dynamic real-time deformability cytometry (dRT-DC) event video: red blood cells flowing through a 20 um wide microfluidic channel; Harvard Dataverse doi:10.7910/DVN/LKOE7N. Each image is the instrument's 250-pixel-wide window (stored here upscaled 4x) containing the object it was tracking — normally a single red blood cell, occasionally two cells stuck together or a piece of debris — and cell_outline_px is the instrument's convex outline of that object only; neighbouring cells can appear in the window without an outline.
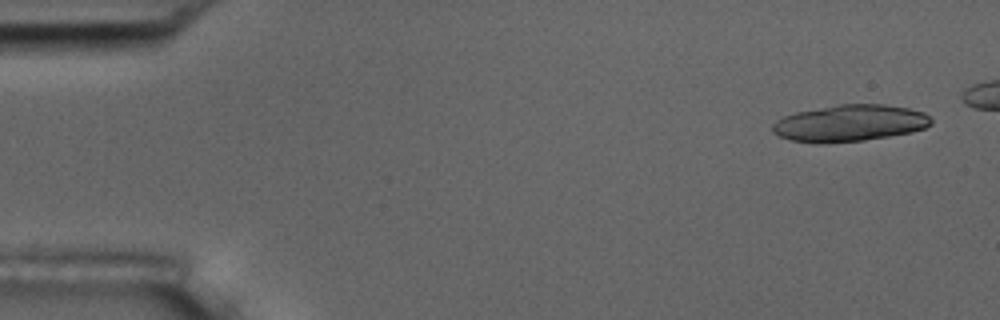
{"species": "common noctule bat (a hibernating species)", "species_latin": "Nyctalus noctula", "temperature_condition": "room temperature", "stored_images_in_passage": 9, "segment_of_instrument_passage": [1, 2], "camera_frame_rate_fps": 3000, "um_per_image_px": 0.085, "animal": {"sex": "male", "body_mass_g": 17.5, "forearm_length_mm": 52.3}, "frame": {"image": 1, "passage_image": 1, "time_ms": 0.0, "image_size_px": [1000, 320], "cell_outline_px": [[932, 124], [924, 128], [912, 132], [864, 140], [820, 144], [816, 144], [792, 140], [780, 136], [772, 132], [772, 124], [776, 120], [784, 116], [796, 112], [836, 104], [884, 104], [908, 108], [924, 112], [932, 120]], "centroid_in_image_um": [72.21, 10.47], "position_along_channel_um": 12.8, "area_um2": 34.04}}